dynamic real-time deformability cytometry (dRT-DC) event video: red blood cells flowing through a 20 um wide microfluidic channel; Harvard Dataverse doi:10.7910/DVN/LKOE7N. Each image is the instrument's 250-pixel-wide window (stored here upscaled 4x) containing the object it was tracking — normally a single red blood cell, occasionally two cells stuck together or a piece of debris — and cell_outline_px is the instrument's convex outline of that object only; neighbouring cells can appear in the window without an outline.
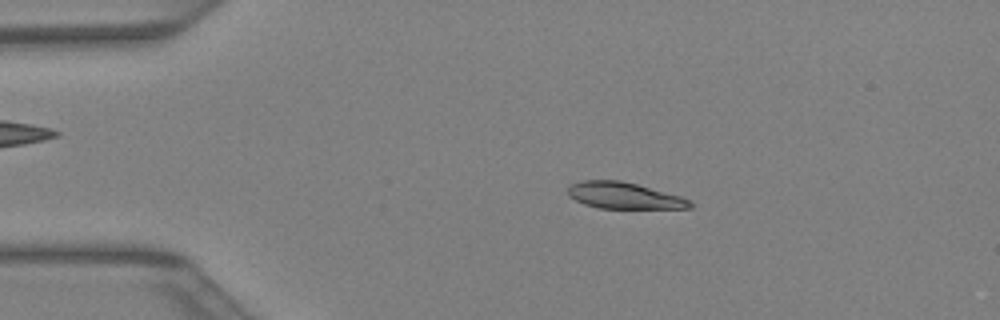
{"species": "Egyptian fruit bat (a non-hibernating species)", "species_latin": "Rousettus aegyptiacus", "temperature_condition": "warm", "stored_images_in_passage": 41, "camera_frame_rate_fps": 3000, "um_per_image_px": 0.085, "animal": {"sex": "female"}, "frame": {"image": 1, "passage_image": 8, "time_ms": 2.333, "image_size_px": [1000, 320], "cell_outline_px": [[692, 208], [600, 208], [584, 204], [568, 196], [568, 188], [572, 184], [584, 180], [620, 180], [636, 184], [680, 196], [692, 200]], "centroid_in_image_um": [53.05, 16.63], "position_along_channel_um": 32.0, "area_um2": 18.61}}
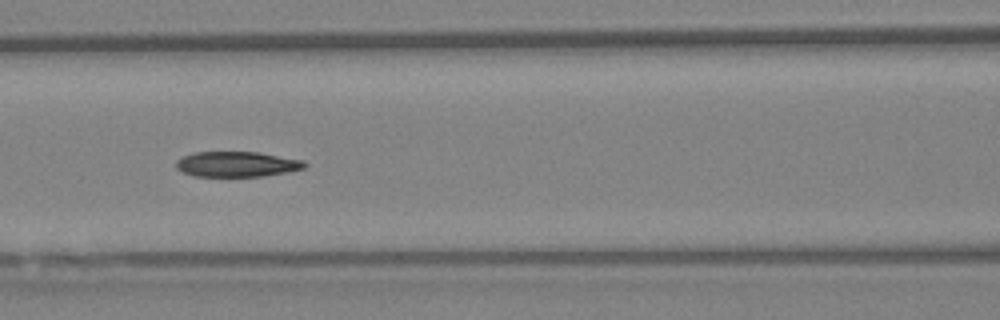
{"frame": {"image": 2, "passage_image": 18, "time_ms": 5.667, "image_size_px": [1000, 320], "cell_outline_px": [[308, 164], [304, 168], [288, 172], [260, 176], [192, 176], [176, 168], [176, 160], [184, 156], [196, 152], [256, 152], [304, 160]], "centroid_in_image_um": [20.14, 13.95], "position_along_channel_um": 146.5, "area_um2": 18.84}}
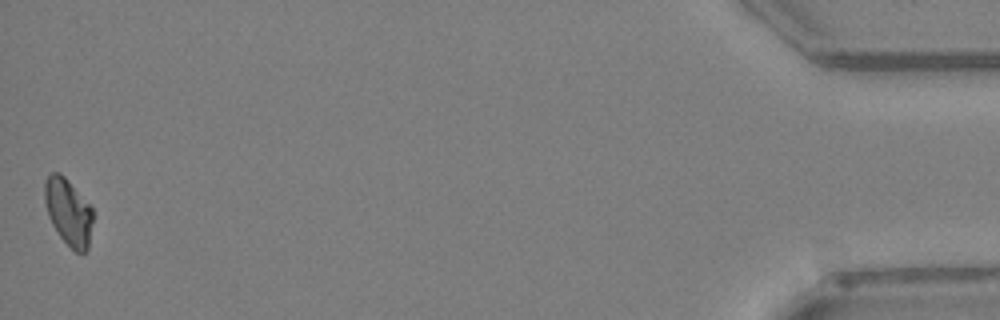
{"frame": {"image": 3, "passage_image": 41, "time_ms": 13.333, "image_size_px": [1000, 320], "cell_outline_px": [[92, 220], [88, 248], [84, 252], [76, 252], [60, 236], [52, 224], [48, 216], [44, 200], [44, 180], [52, 172], [60, 172], [68, 180], [92, 208]], "centroid_in_image_um": [5.78, 17.98], "position_along_channel_um": 429.4, "area_um2": 18.5}}